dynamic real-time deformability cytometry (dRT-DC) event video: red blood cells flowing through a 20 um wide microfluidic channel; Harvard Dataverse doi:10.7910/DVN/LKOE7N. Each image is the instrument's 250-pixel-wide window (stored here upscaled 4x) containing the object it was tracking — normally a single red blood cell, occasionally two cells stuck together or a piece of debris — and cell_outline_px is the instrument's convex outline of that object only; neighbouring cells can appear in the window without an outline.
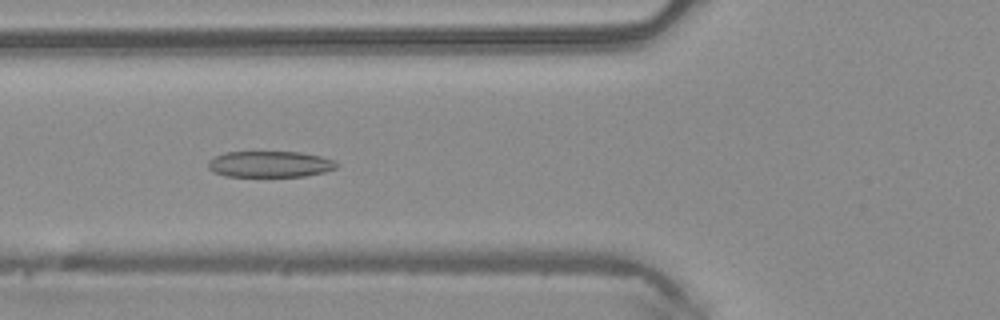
{"species": "common noctule bat (a hibernating species)", "species_latin": "Nyctalus noctula", "temperature_condition": "warm", "stored_images_in_passage": 43, "camera_frame_rate_fps": 3000, "um_per_image_px": 0.085, "animal": {"sex": "male", "body_mass_g": 20.4}, "frame": {"image": 1, "passage_image": 12, "time_ms": 3.667, "image_size_px": [1000, 320], "cell_outline_px": [[340, 164], [336, 168], [324, 172], [304, 176], [224, 176], [212, 172], [208, 168], [208, 160], [224, 152], [300, 152], [320, 156], [336, 160]], "centroid_in_image_um": [22.95, 13.95], "position_along_channel_um": 102.9, "area_um2": 19.71}}
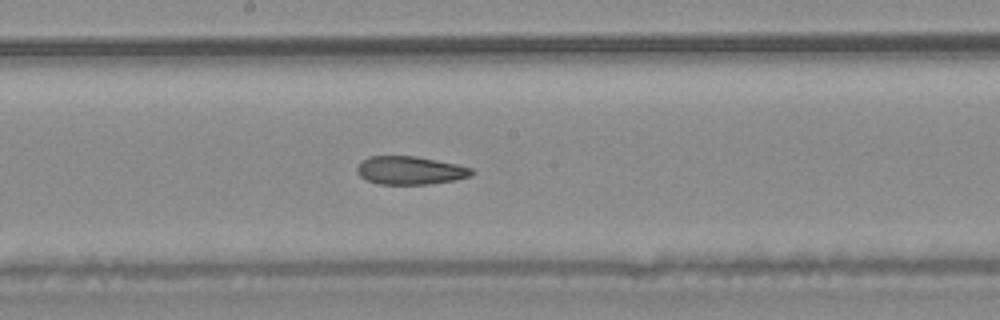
{"frame": {"image": 2, "passage_image": 20, "time_ms": 6.333, "image_size_px": [1000, 320], "cell_outline_px": [[476, 172], [472, 176], [456, 180], [428, 184], [376, 184], [360, 176], [356, 172], [356, 168], [360, 160], [368, 156], [416, 156], [456, 164], [472, 168]], "centroid_in_image_um": [34.85, 14.48], "position_along_channel_um": 213.3, "area_um2": 19.07}}
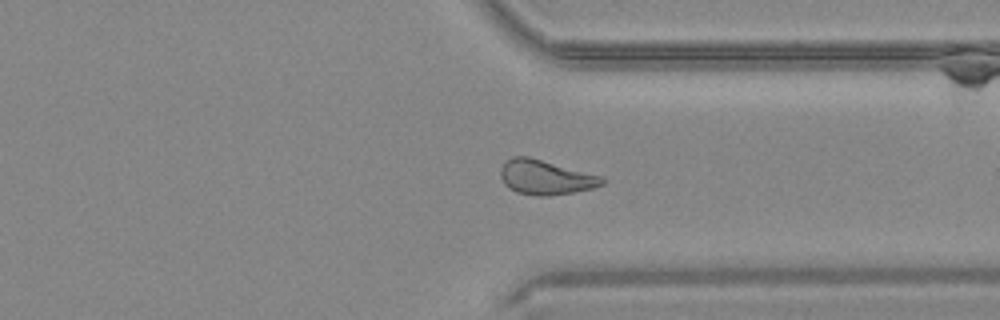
{"frame": {"image": 3, "passage_image": 31, "time_ms": 10.0, "image_size_px": [1000, 320], "cell_outline_px": [[604, 184], [592, 188], [572, 192], [548, 196], [540, 196], [516, 192], [508, 188], [504, 184], [500, 176], [500, 168], [504, 160], [512, 156], [528, 156], [604, 176]], "centroid_in_image_um": [46.34, 15.05], "position_along_channel_um": 365.1, "area_um2": 20.69}, "authors_computed_cell_mechanics": {"area_um2": 20.6346, "velocity_mm_per_s": 4.1304, "shape_relaxation_time_tau1_ms": null, "shape_relaxation_time_tau2_ms": 2.9362, "deformation_change_tau1": null, "deformation_change_tau2": 0.108}}